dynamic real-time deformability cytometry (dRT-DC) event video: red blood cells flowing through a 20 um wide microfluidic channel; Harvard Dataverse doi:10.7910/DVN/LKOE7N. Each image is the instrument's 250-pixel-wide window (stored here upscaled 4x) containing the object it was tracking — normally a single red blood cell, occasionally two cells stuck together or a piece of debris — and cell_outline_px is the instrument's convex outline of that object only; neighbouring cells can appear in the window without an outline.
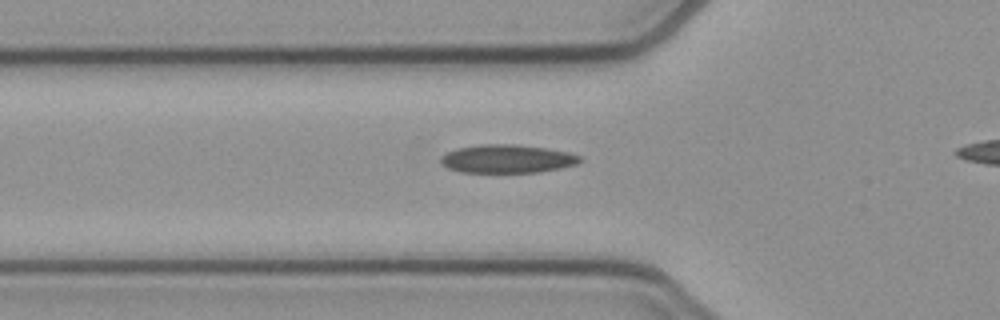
{"species": "common noctule bat (a hibernating species)", "species_latin": "Nyctalus noctula", "temperature_condition": "cold", "stored_images_in_passage": 28, "camera_frame_rate_fps": 3000, "um_per_image_px": 0.085, "animal": {"sex": "female", "body_mass_g": 21.9}, "frame": {"image": 1, "passage_image": 3, "time_ms": 0.667, "image_size_px": [1000, 320], "cell_outline_px": [[584, 160], [576, 164], [560, 168], [536, 172], [464, 172], [448, 168], [440, 164], [440, 156], [456, 148], [480, 144], [516, 144], [544, 148], [568, 152], [580, 156]], "centroid_in_image_um": [43.09, 13.49], "position_along_channel_um": 82.7, "area_um2": 22.95}}
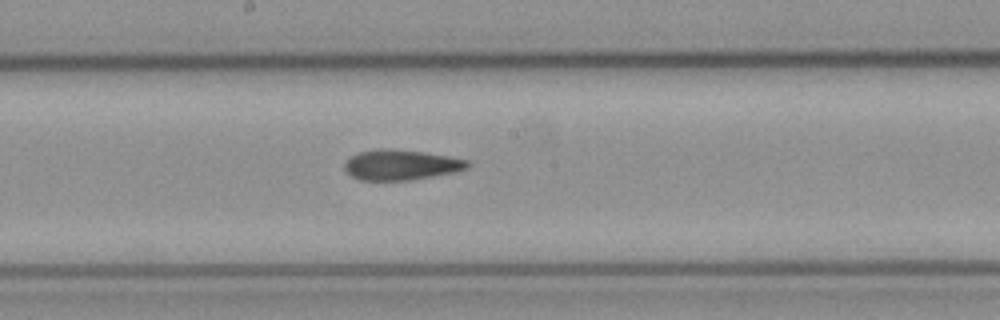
{"frame": {"image": 2, "passage_image": 13, "time_ms": 4.0, "image_size_px": [1000, 320], "cell_outline_px": [[472, 164], [468, 168], [456, 172], [412, 180], [360, 180], [352, 176], [344, 168], [344, 164], [352, 156], [360, 152], [376, 148], [388, 148], [424, 152], [448, 156], [468, 160]], "centroid_in_image_um": [34.13, 14.01], "position_along_channel_um": 214.1, "area_um2": 21.79}}
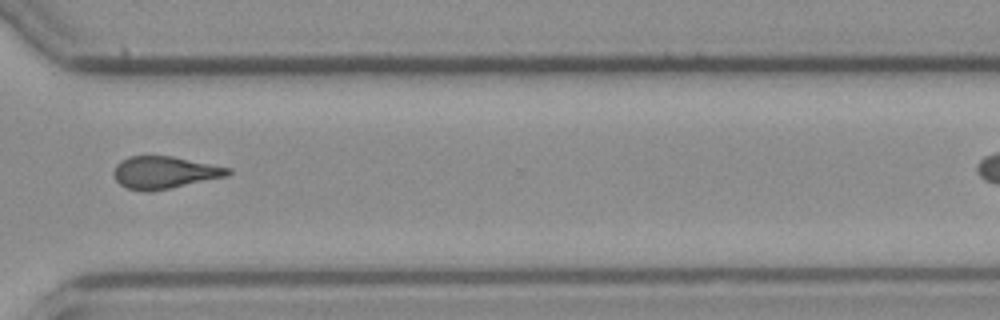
{"frame": {"image": 3, "passage_image": 24, "time_ms": 7.667, "image_size_px": [1000, 320], "cell_outline_px": [[232, 172], [228, 176], [152, 192], [144, 192], [128, 188], [120, 184], [116, 180], [112, 172], [116, 164], [120, 160], [128, 156], [172, 156], [232, 168]], "centroid_in_image_um": [13.97, 14.66], "position_along_channel_um": 356.6, "area_um2": 21.73}}